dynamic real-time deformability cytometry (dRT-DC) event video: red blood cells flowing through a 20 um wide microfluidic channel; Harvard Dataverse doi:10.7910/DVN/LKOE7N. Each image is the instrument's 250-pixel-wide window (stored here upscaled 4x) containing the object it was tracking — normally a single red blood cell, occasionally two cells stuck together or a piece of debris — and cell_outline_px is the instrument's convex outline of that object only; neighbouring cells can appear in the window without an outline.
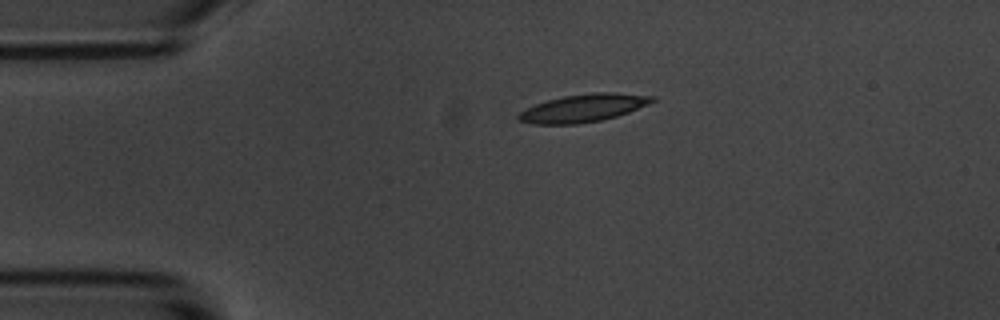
{"species": "common noctule bat (a hibernating species)", "species_latin": "Nyctalus noctula", "temperature_condition": "room temperature", "stored_images_in_passage": 2, "camera_frame_rate_fps": 3000, "um_per_image_px": 0.085, "animal": {"sex": "male", "body_mass_g": 20.1, "forearm_length_mm": 53.5}, "frame": {"image": 1, "passage_image": 1, "time_ms": 0.0, "image_size_px": [1000, 320], "cell_outline_px": [[656, 100], [648, 104], [628, 112], [616, 116], [600, 120], [576, 124], [532, 124], [516, 120], [516, 116], [520, 112], [536, 104], [548, 100], [564, 96], [592, 92], [616, 92], [656, 96]], "centroid_in_image_um": [49.59, 9.18], "position_along_channel_um": 35.4, "area_um2": 21.62}}